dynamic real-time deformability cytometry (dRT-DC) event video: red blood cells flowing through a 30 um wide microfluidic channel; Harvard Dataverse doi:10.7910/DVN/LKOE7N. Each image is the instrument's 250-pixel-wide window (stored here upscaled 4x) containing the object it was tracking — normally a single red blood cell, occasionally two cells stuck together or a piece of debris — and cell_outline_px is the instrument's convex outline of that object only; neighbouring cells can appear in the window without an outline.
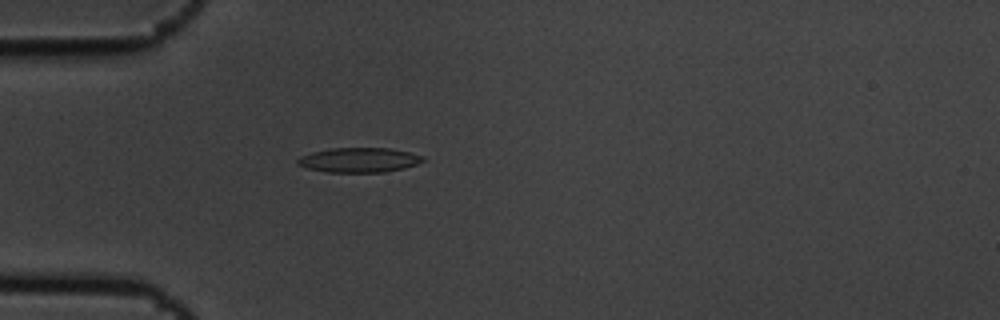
{"species": "common noctule bat (a hibernating species)", "species_latin": "Nyctalus noctula", "temperature_condition": "cold", "stored_images_in_passage": 4, "camera_frame_rate_fps": 3000, "um_per_image_px": 0.085, "animal": {"sex": "male", "body_mass_g": 19.5, "forearm_length_mm": 54.6}, "frame": {"image": 1, "passage_image": 4, "time_ms": 1.0, "image_size_px": [1000, 320], "cell_outline_px": [[424, 160], [416, 164], [404, 168], [384, 172], [324, 172], [308, 168], [296, 164], [296, 160], [300, 156], [312, 152], [332, 148], [388, 148], [408, 152], [424, 156]], "centroid_in_image_um": [30.49, 13.6], "position_along_channel_um": 54.5, "area_um2": 17.98}}